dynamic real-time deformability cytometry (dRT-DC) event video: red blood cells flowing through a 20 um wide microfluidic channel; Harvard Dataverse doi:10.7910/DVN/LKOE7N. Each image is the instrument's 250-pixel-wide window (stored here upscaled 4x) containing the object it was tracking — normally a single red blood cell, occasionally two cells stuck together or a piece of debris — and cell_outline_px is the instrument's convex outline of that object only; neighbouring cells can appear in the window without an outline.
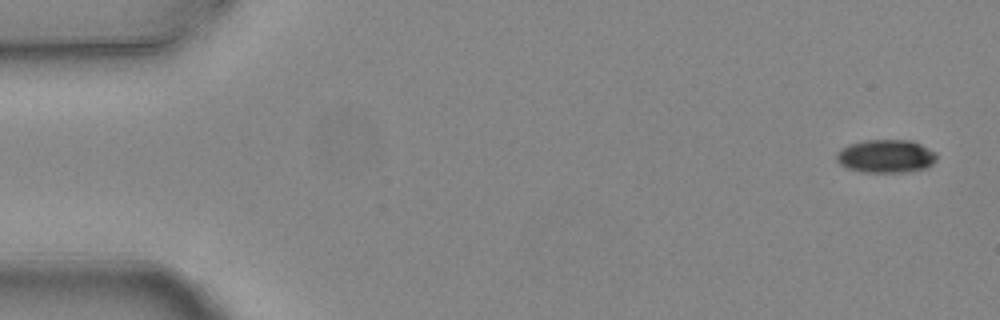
{"species": "common noctule bat (a hibernating species)", "species_latin": "Nyctalus noctula", "temperature_condition": "warm", "stored_images_in_passage": 5, "camera_frame_rate_fps": 3000, "um_per_image_px": 0.085, "animal": {"sex": "female", "body_mass_g": 24.6, "forearm_length_mm": 56.2}, "frame": {"image": 1, "passage_image": 1, "time_ms": 0.0, "image_size_px": [1000, 320], "cell_outline_px": [[936, 160], [928, 168], [904, 172], [860, 172], [848, 168], [840, 164], [836, 160], [836, 152], [840, 148], [848, 144], [864, 140], [912, 140], [936, 152]], "centroid_in_image_um": [75.28, 13.27], "position_along_channel_um": 9.7, "area_um2": 19.59}}
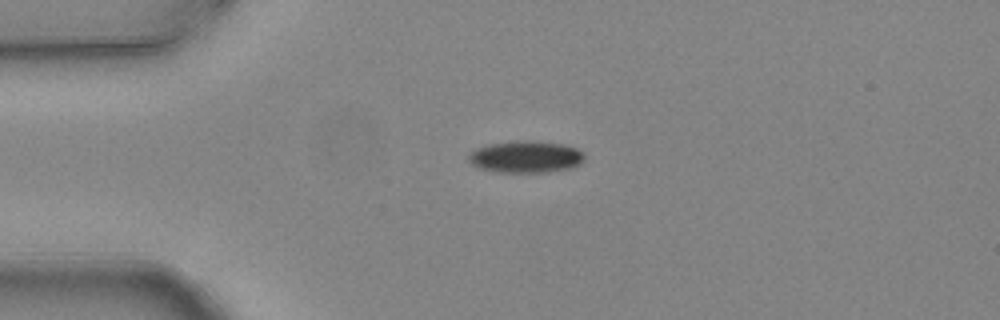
{"frame": {"image": 2, "passage_image": 4, "time_ms": 1.0, "image_size_px": [1000, 320], "cell_outline_px": [[584, 160], [580, 164], [572, 168], [548, 172], [496, 172], [480, 168], [472, 164], [468, 160], [468, 156], [476, 148], [492, 144], [524, 140], [564, 144], [576, 148], [584, 152]], "centroid_in_image_um": [44.73, 13.34], "position_along_channel_um": 40.3, "area_um2": 21.44}}